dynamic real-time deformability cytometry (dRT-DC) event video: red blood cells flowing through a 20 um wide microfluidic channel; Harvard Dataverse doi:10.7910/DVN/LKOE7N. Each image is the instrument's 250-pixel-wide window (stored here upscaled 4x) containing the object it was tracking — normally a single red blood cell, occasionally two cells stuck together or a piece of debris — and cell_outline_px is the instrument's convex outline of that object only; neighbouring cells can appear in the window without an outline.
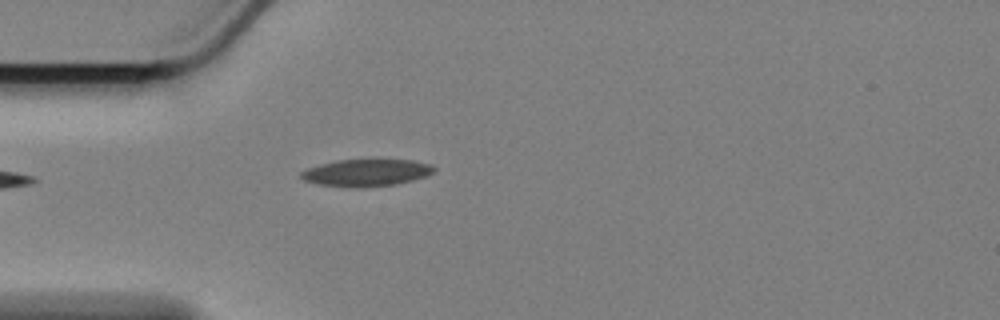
{"species": "Egyptian fruit bat (a non-hibernating species)", "species_latin": "Rousettus aegyptiacus", "temperature_condition": "cold", "stored_images_in_passage": 24, "camera_frame_rate_fps": 3000, "um_per_image_px": 0.085, "animal": {"sex": "female"}, "frame": {"image": 1, "passage_image": 1, "time_ms": 0.0, "image_size_px": [1000, 320], "cell_outline_px": [[436, 168], [432, 172], [424, 176], [412, 180], [396, 184], [364, 188], [356, 188], [320, 184], [304, 180], [300, 176], [300, 172], [308, 168], [320, 164], [336, 160], [412, 160], [432, 164]], "centroid_in_image_um": [31.13, 14.68], "position_along_channel_um": 53.9, "area_um2": 20.87}}
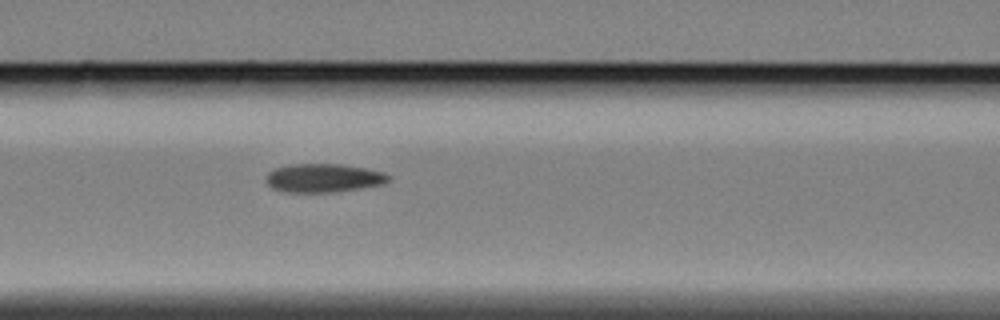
{"frame": {"image": 2, "passage_image": 9, "time_ms": 2.667, "image_size_px": [1000, 320], "cell_outline_px": [[392, 180], [384, 184], [336, 192], [284, 192], [272, 188], [264, 180], [268, 172], [272, 168], [288, 164], [344, 164], [384, 172], [392, 176]], "centroid_in_image_um": [27.5, 15.12], "position_along_channel_um": 139.1, "area_um2": 20.81}}
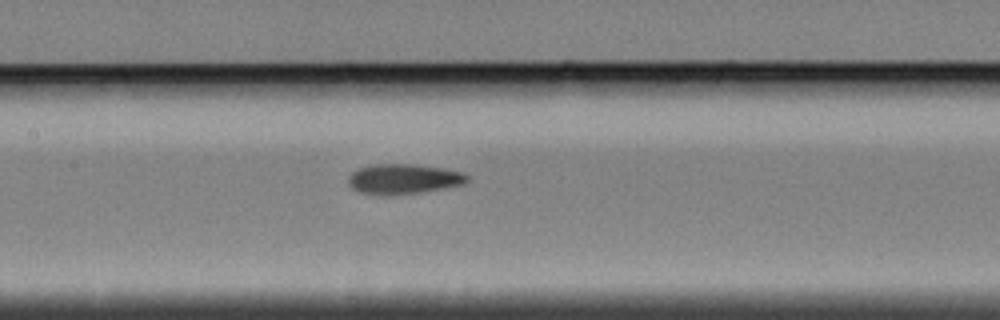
{"frame": {"image": 3, "passage_image": 12, "time_ms": 3.667, "image_size_px": [1000, 320], "cell_outline_px": [[468, 180], [464, 184], [444, 188], [420, 192], [360, 192], [352, 188], [348, 184], [348, 176], [352, 172], [360, 168], [376, 164], [416, 164], [464, 172], [468, 176]], "centroid_in_image_um": [34.35, 15.16], "position_along_channel_um": 173.1, "area_um2": 19.94}}